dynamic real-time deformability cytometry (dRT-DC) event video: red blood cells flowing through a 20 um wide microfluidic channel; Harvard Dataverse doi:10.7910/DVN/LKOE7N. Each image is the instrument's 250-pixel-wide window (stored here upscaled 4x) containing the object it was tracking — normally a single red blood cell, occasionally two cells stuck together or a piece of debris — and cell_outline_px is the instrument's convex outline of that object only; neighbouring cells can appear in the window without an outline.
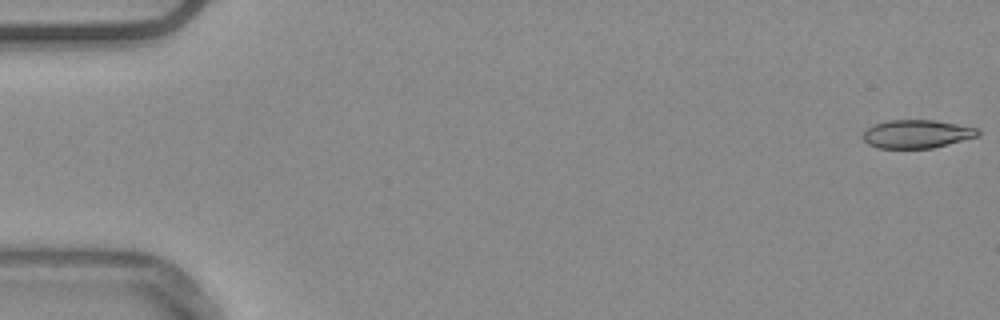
{"species": "common noctule bat (a hibernating species)", "species_latin": "Nyctalus noctula", "temperature_condition": "warm", "stored_images_in_passage": 54, "camera_frame_rate_fps": 3000, "um_per_image_px": 0.085, "animal": {"sex": "male", "body_mass_g": 20.4}, "frame": {"image": 1, "passage_image": 1, "time_ms": 0.0, "image_size_px": [1000, 320], "cell_outline_px": [[980, 136], [932, 148], [876, 148], [868, 144], [864, 140], [864, 132], [868, 128], [876, 124], [888, 120], [936, 120], [976, 128], [980, 132]], "centroid_in_image_um": [77.95, 11.39], "position_along_channel_um": 7.1, "area_um2": 18.84}}
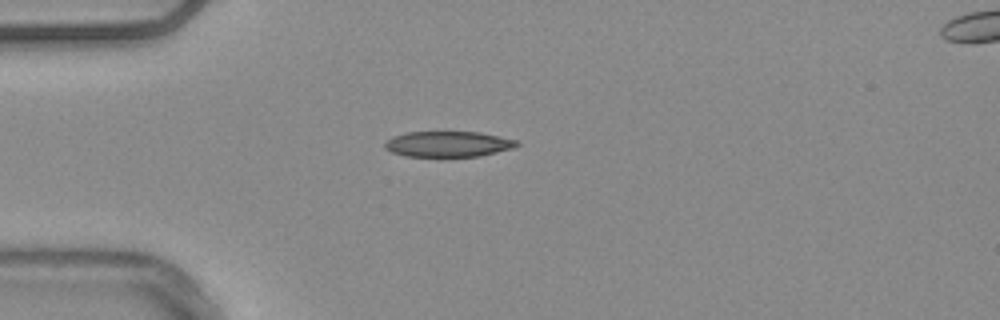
{"frame": {"image": 2, "passage_image": 15, "time_ms": 4.667, "image_size_px": [1000, 320], "cell_outline_px": [[520, 144], [512, 148], [480, 156], [404, 156], [392, 152], [384, 148], [384, 144], [392, 136], [408, 132], [480, 132], [520, 140]], "centroid_in_image_um": [38.11, 12.24], "position_along_channel_um": 46.9, "area_um2": 19.71}}
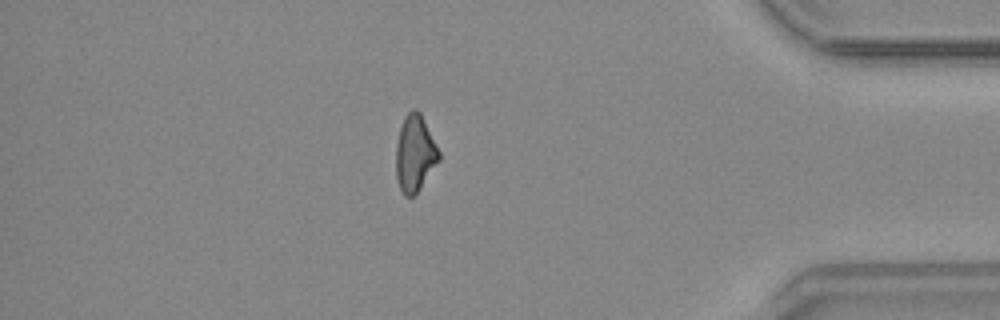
{"frame": {"image": 3, "passage_image": 47, "time_ms": 15.333, "image_size_px": [1000, 320], "cell_outline_px": [[440, 160], [420, 188], [412, 196], [404, 196], [396, 180], [396, 144], [400, 128], [404, 116], [412, 108], [416, 108], [420, 112], [440, 152]], "centroid_in_image_um": [35.26, 13.03], "position_along_channel_um": 399.9, "area_um2": 19.13}, "authors_computed_cell_mechanics": {"area_um2": 19.7676, "velocity_mm_per_s": 3.7914, "shape_relaxation_time_tau1_ms": 6.1174, "shape_relaxation_time_tau2_ms": 6.1417, "deformation_change_tau1": 0.1442, "deformation_change_tau2": 0.1589}}